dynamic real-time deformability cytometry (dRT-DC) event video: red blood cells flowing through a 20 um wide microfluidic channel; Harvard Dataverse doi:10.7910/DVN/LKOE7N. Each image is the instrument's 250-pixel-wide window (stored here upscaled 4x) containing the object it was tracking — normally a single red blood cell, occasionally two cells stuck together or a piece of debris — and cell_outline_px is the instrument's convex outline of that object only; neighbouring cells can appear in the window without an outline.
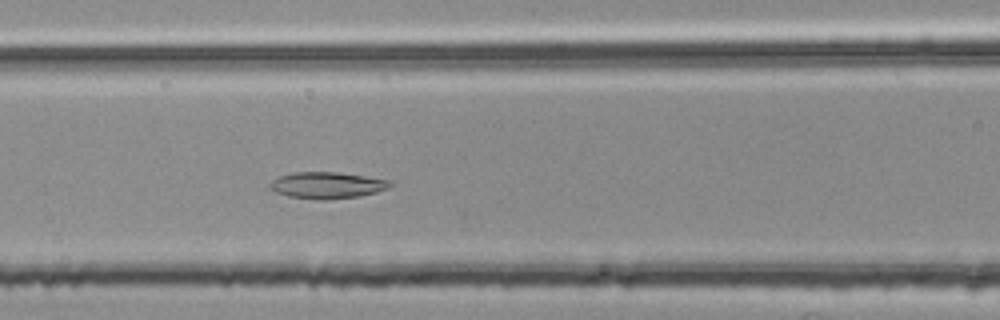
{"species": "common noctule bat (a hibernating species)", "species_latin": "Nyctalus noctula", "temperature_condition": "room temperature", "stored_images_in_passage": 35, "camera_frame_rate_fps": 3000, "um_per_image_px": 0.085, "animal": {"sex": "female", "body_mass_g": 25.1}, "frame": {"image": 1, "passage_image": 6, "time_ms": 1.667, "image_size_px": [1000, 320], "cell_outline_px": [[392, 184], [388, 188], [376, 192], [360, 196], [328, 200], [320, 200], [288, 196], [276, 192], [268, 188], [268, 184], [272, 180], [280, 176], [292, 172], [336, 172], [364, 176], [388, 180]], "centroid_in_image_um": [27.75, 15.75], "position_along_channel_um": 138.8, "area_um2": 18.55}}
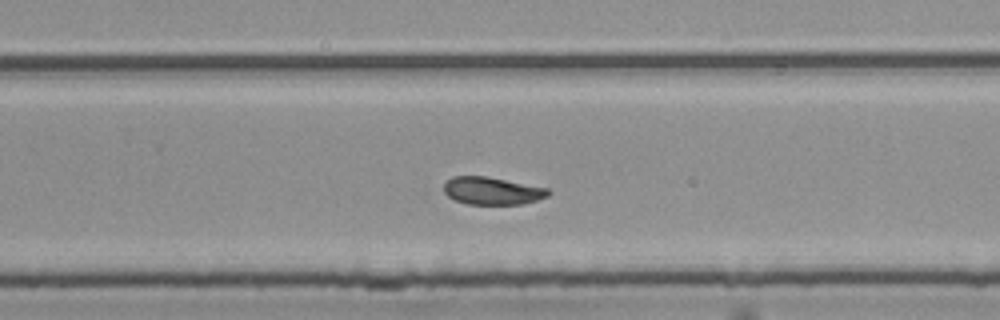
{"frame": {"image": 2, "passage_image": 18, "time_ms": 5.667, "image_size_px": [1000, 320], "cell_outline_px": [[552, 192], [548, 196], [524, 204], [468, 204], [456, 200], [448, 196], [444, 192], [444, 184], [452, 176], [488, 176], [548, 188]], "centroid_in_image_um": [41.86, 16.21], "position_along_channel_um": 287.9, "area_um2": 16.82}}
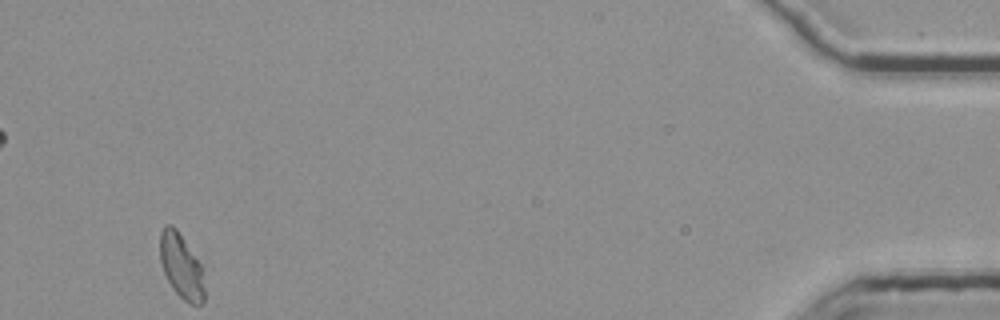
{"frame": {"image": 3, "passage_image": 35, "time_ms": 11.333, "image_size_px": [1000, 320], "cell_outline_px": [[204, 304], [188, 304], [172, 288], [164, 272], [160, 260], [160, 232], [164, 224], [172, 224], [176, 228], [204, 268]], "centroid_in_image_um": [15.43, 22.62], "position_along_channel_um": 419.8, "area_um2": 16.99}}